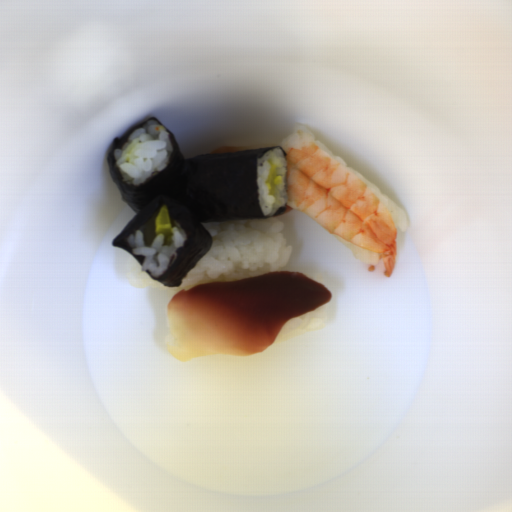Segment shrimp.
Here are the masks:
<instances>
[{
	"label": "shrimp",
	"instance_id": "obj_1",
	"mask_svg": "<svg viewBox=\"0 0 512 512\" xmlns=\"http://www.w3.org/2000/svg\"><path fill=\"white\" fill-rule=\"evenodd\" d=\"M281 148L287 164L286 205L330 234L377 253L390 278L398 258L397 229L385 203L310 133L292 134Z\"/></svg>",
	"mask_w": 512,
	"mask_h": 512
}]
</instances>
